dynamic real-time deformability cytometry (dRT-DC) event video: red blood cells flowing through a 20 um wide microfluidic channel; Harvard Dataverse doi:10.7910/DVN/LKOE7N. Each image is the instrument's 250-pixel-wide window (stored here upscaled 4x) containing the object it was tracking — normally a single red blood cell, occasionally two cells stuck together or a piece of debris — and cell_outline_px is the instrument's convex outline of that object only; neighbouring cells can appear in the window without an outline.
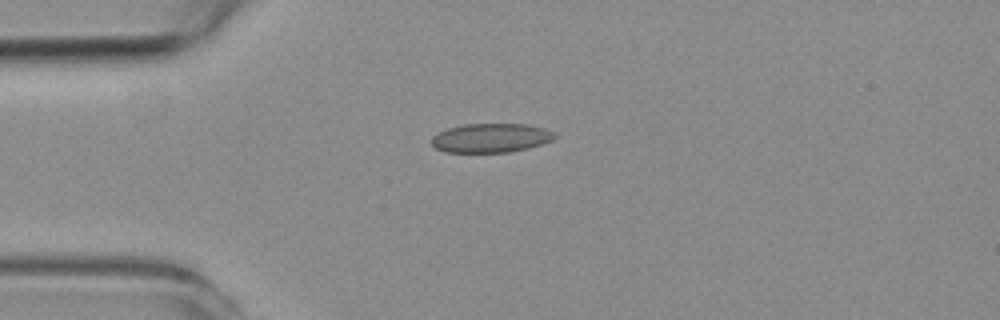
{"species": "common noctule bat (a hibernating species)", "species_latin": "Nyctalus noctula", "temperature_condition": "room temperature", "stored_images_in_passage": 42, "camera_frame_rate_fps": 3000, "um_per_image_px": 0.085, "animal": {"sex": "female", "body_mass_g": 19.3, "forearm_length_mm": 54.1}, "frame": {"image": 1, "passage_image": 1, "time_ms": 0.0, "image_size_px": [1000, 320], "cell_outline_px": [[556, 136], [552, 140], [528, 148], [508, 152], [444, 152], [436, 148], [432, 144], [432, 136], [448, 128], [464, 124], [528, 124], [544, 128], [556, 132]], "centroid_in_image_um": [41.74, 11.72], "position_along_channel_um": 43.3, "area_um2": 20.81}}
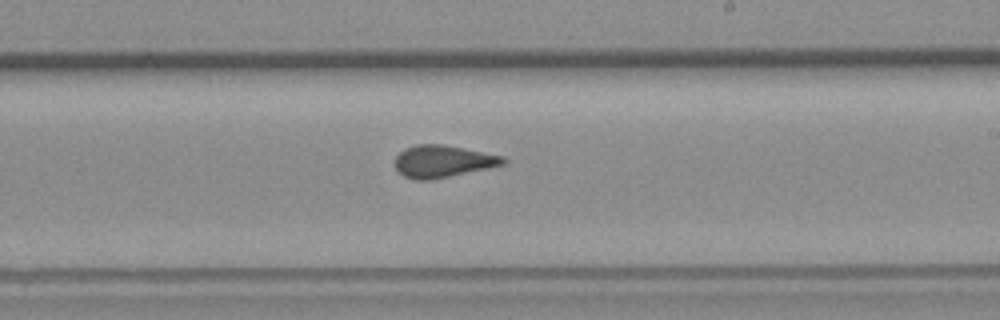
{"frame": {"image": 2, "passage_image": 19, "time_ms": 6.0, "image_size_px": [1000, 320], "cell_outline_px": [[508, 160], [504, 164], [488, 168], [428, 180], [416, 180], [404, 176], [396, 168], [396, 156], [404, 148], [416, 144], [440, 144], [504, 156]], "centroid_in_image_um": [37.63, 13.7], "position_along_channel_um": 251.4, "area_um2": 19.94}}
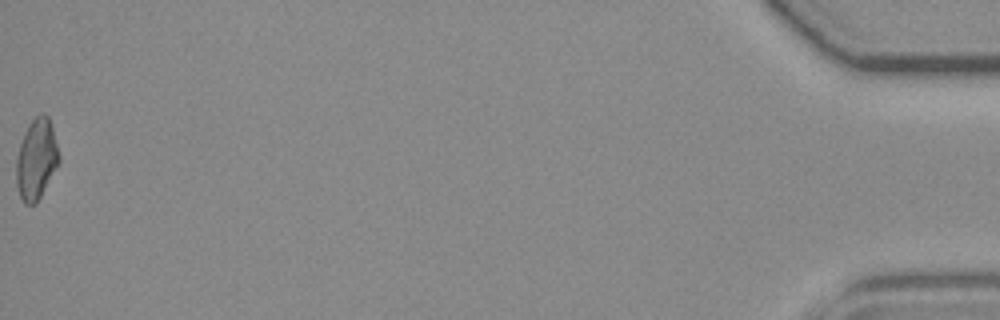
{"frame": {"image": 3, "passage_image": 42, "time_ms": 13.667, "image_size_px": [1000, 320], "cell_outline_px": [[60, 160], [36, 204], [24, 204], [20, 196], [16, 184], [16, 160], [20, 144], [24, 132], [28, 124], [40, 112], [44, 112], [48, 116], [52, 128], [60, 156]], "centroid_in_image_um": [3.08, 13.51], "position_along_channel_um": 432.1, "area_um2": 19.94}, "authors_computed_cell_mechanics": {"area_um2": 19.8832, "velocity_mm_per_s": 3.7756, "shape_relaxation_time_tau1_ms": null, "shape_relaxation_time_tau2_ms": 1.5292, "deformation_change_tau1": null, "deformation_change_tau2": 0.0899}}